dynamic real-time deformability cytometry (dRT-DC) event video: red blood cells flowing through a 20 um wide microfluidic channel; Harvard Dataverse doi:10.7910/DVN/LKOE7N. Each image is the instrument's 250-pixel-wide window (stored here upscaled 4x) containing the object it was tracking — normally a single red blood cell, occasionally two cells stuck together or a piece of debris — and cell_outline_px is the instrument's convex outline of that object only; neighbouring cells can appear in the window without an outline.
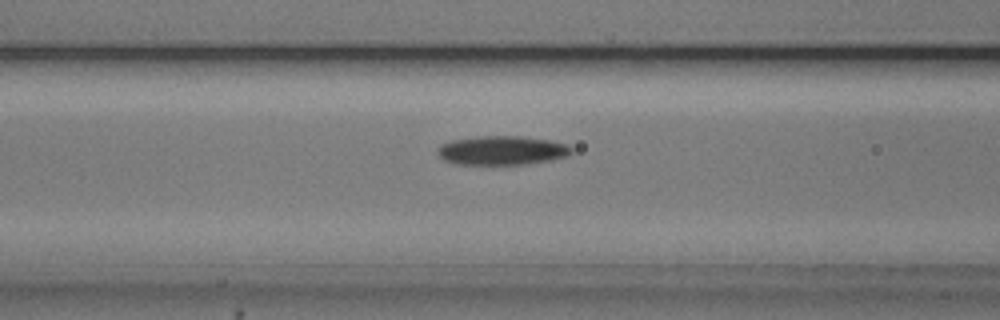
{"species": "common noctule bat (a hibernating species)", "species_latin": "Nyctalus noctula", "temperature_condition": "cold", "stored_images_in_passage": 53, "camera_frame_rate_fps": 3000, "um_per_image_px": 0.085, "animal": {"sex": "male", "body_mass_g": 20.5, "forearm_length_mm": 52.5}, "frame": {"image": 1, "passage_image": 21, "time_ms": 6.667, "image_size_px": [1000, 320], "cell_outline_px": [[572, 152], [568, 156], [552, 160], [524, 164], [456, 164], [444, 160], [436, 152], [436, 148], [440, 144], [452, 140], [476, 136], [524, 136], [548, 140], [568, 144], [572, 148]], "centroid_in_image_um": [42.66, 12.78], "position_along_channel_um": 123.9, "area_um2": 22.83}}
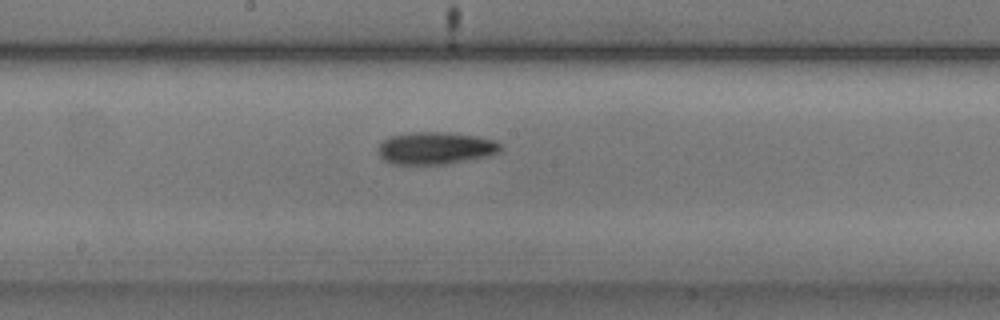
{"frame": {"image": 2, "passage_image": 28, "time_ms": 9.0, "image_size_px": [1000, 320], "cell_outline_px": [[504, 148], [500, 152], [488, 156], [444, 164], [392, 164], [384, 160], [380, 156], [380, 144], [384, 140], [392, 136], [408, 132], [444, 132], [476, 136], [496, 140]], "centroid_in_image_um": [37.06, 12.59], "position_along_channel_um": 211.1, "area_um2": 22.95}}
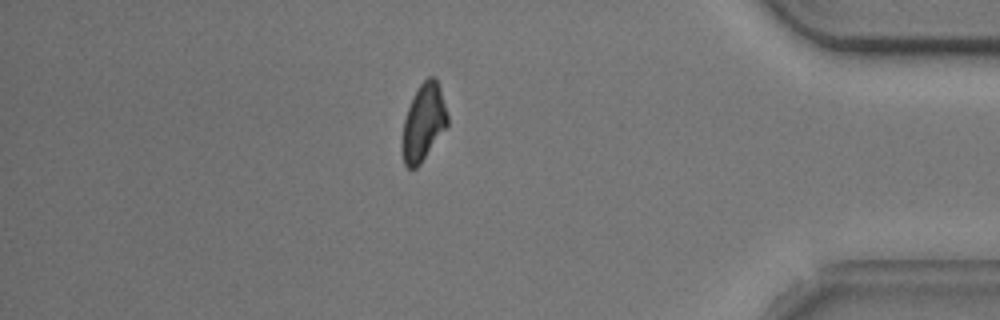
{"frame": {"image": 3, "passage_image": 46, "time_ms": 15.0, "image_size_px": [1000, 320], "cell_outline_px": [[448, 124], [420, 164], [416, 168], [408, 168], [404, 164], [400, 148], [400, 144], [404, 120], [412, 96], [420, 84], [428, 76], [432, 76], [436, 80], [440, 88], [448, 116]], "centroid_in_image_um": [35.96, 10.43], "position_along_channel_um": 399.2, "area_um2": 20.29}, "authors_computed_cell_mechanics": {"area_um2": 21.7906, "velocity_mm_per_s": 3.7287, "shape_relaxation_time_tau1_ms": 6.0289, "shape_relaxation_time_tau2_ms": null, "deformation_change_tau1": 0.1537, "deformation_change_tau2": null}}